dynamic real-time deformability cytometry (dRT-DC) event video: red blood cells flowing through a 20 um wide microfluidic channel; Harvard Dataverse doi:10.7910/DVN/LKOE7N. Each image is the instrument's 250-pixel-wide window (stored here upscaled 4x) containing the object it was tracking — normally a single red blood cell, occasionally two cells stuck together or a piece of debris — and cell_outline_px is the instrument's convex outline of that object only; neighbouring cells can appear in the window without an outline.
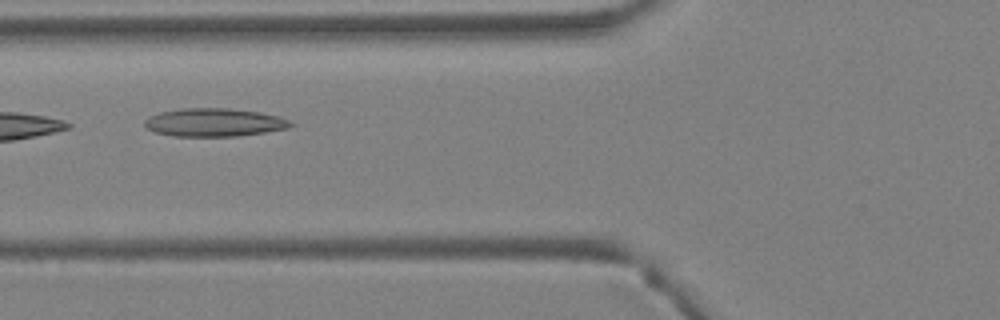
{"species": "Egyptian fruit bat (a non-hibernating species)", "species_latin": "Rousettus aegyptiacus", "temperature_condition": "warm", "stored_images_in_passage": 4, "camera_frame_rate_fps": 3000, "um_per_image_px": 0.085, "animal": {"sex": "female"}, "frame": {"image": 1, "passage_image": 4, "time_ms": 1.0, "image_size_px": [1000, 320], "cell_outline_px": [[296, 124], [292, 128], [236, 136], [172, 136], [156, 132], [144, 128], [144, 120], [148, 116], [160, 112], [184, 108], [228, 108], [260, 112], [280, 116]], "centroid_in_image_um": [18.22, 10.4], "position_along_channel_um": 107.6, "area_um2": 24.22}}